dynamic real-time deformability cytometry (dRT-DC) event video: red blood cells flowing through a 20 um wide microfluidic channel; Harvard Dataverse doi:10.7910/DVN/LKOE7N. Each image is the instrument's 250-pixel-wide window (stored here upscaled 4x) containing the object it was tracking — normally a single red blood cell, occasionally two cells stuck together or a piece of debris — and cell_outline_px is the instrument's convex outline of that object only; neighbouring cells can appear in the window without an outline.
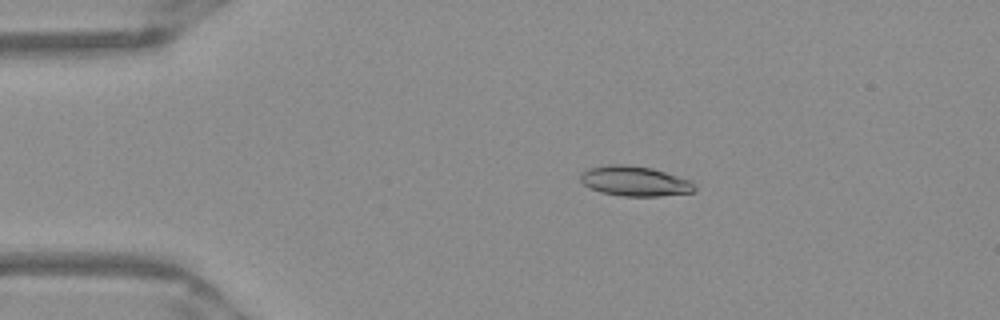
{"species": "Egyptian fruit bat (a non-hibernating species)", "species_latin": "Rousettus aegyptiacus", "temperature_condition": "warm", "stored_images_in_passage": 48, "camera_frame_rate_fps": 3000, "um_per_image_px": 0.085, "frame": {"image": 1, "passage_image": 7, "time_ms": 2.0, "image_size_px": [1000, 320], "cell_outline_px": [[696, 192], [660, 196], [620, 196], [600, 192], [584, 184], [580, 180], [580, 172], [588, 168], [608, 164], [624, 164], [652, 168], [692, 180], [696, 188]], "centroid_in_image_um": [53.97, 15.39], "position_along_channel_um": 31.0, "area_um2": 20.17}}
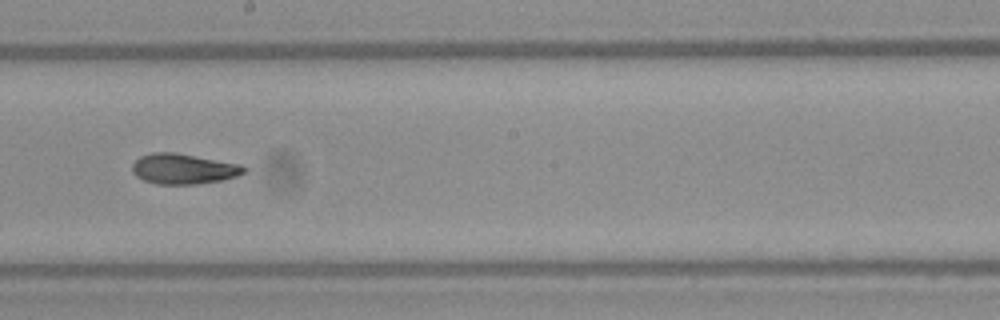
{"frame": {"image": 2, "passage_image": 26, "time_ms": 8.333, "image_size_px": [1000, 320], "cell_outline_px": [[248, 168], [244, 172], [236, 176], [220, 180], [196, 184], [156, 184], [144, 180], [136, 176], [132, 172], [132, 164], [140, 156], [152, 152], [176, 152], [240, 164]], "centroid_in_image_um": [15.57, 14.34], "position_along_channel_um": 232.6, "area_um2": 19.77}}
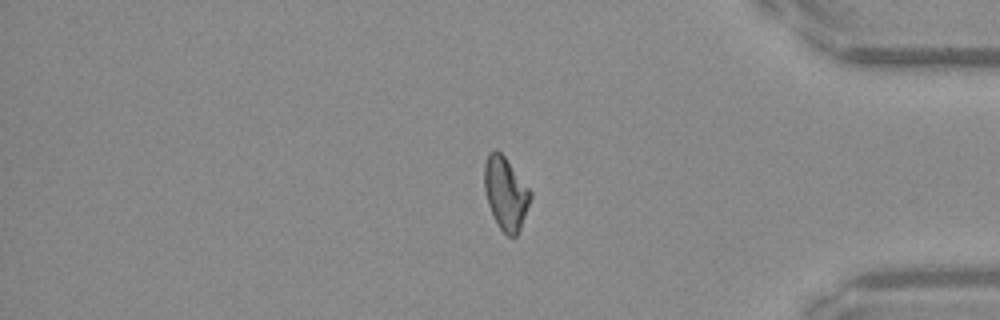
{"frame": {"image": 3, "passage_image": 40, "time_ms": 13.0, "image_size_px": [1000, 320], "cell_outline_px": [[532, 196], [520, 228], [516, 236], [508, 236], [500, 228], [488, 204], [484, 188], [484, 164], [488, 152], [496, 148], [504, 156], [532, 192]], "centroid_in_image_um": [42.97, 16.39], "position_along_channel_um": 392.2, "area_um2": 19.31}, "authors_computed_cell_mechanics": {"area_um2": 19.3052, "velocity_mm_per_s": 3.9617, "shape_relaxation_time_tau1_ms": null, "shape_relaxation_time_tau2_ms": 3.3989, "deformation_change_tau1": null, "deformation_change_tau2": 0.0991}}